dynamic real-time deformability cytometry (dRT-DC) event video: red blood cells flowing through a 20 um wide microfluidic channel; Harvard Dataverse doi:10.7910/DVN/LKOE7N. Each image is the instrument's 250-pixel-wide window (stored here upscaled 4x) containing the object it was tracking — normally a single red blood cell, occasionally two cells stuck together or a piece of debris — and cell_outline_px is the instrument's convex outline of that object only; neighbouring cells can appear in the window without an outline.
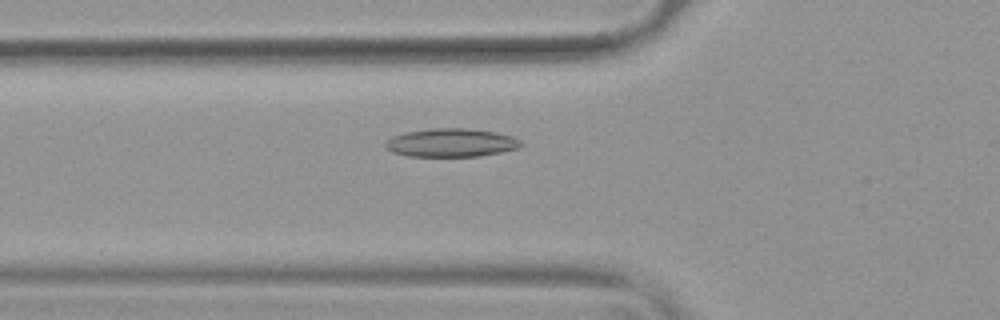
{"species": "common noctule bat (a hibernating species)", "species_latin": "Nyctalus noctula", "temperature_condition": "warm", "stored_images_in_passage": 54, "camera_frame_rate_fps": 3000, "um_per_image_px": 0.085, "animal": {"sex": "female", "body_mass_g": 19.9}, "frame": {"image": 1, "passage_image": 20, "time_ms": 6.333, "image_size_px": [1000, 320], "cell_outline_px": [[524, 144], [520, 148], [480, 156], [408, 156], [392, 152], [384, 144], [392, 136], [404, 132], [432, 128], [464, 128], [496, 132], [512, 136], [520, 140]], "centroid_in_image_um": [38.37, 12.12], "position_along_channel_um": 87.4, "area_um2": 22.43}}
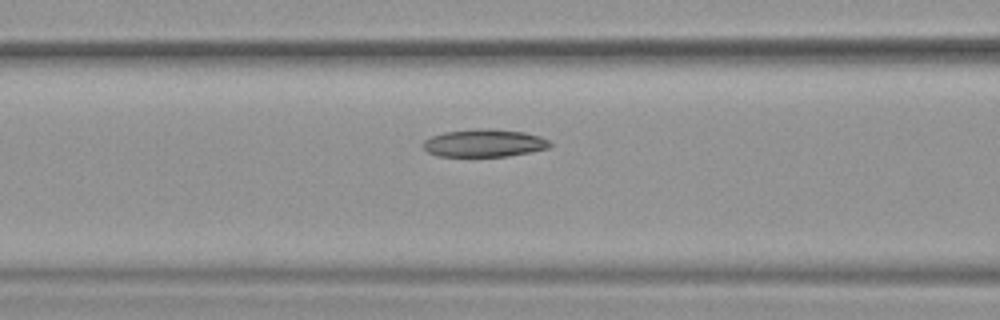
{"frame": {"image": 2, "passage_image": 23, "time_ms": 7.333, "image_size_px": [1000, 320], "cell_outline_px": [[552, 144], [548, 148], [508, 156], [436, 156], [428, 152], [420, 144], [424, 140], [432, 136], [444, 132], [476, 128], [492, 128], [524, 132], [540, 136], [548, 140]], "centroid_in_image_um": [41.13, 12.15], "position_along_channel_um": 125.5, "area_um2": 20.58}}
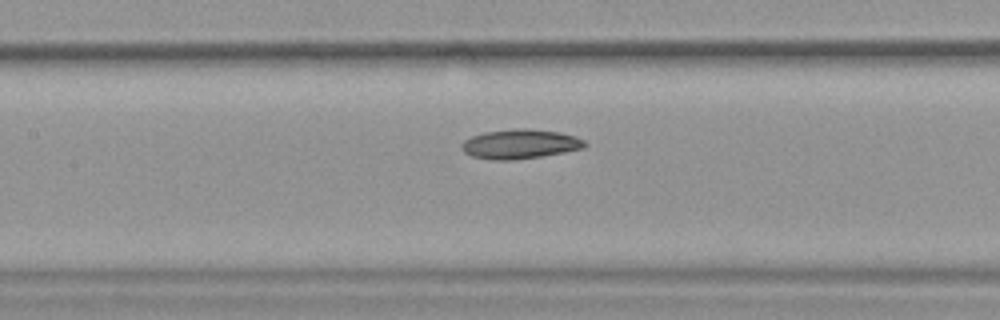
{"frame": {"image": 3, "passage_image": 26, "time_ms": 8.333, "image_size_px": [1000, 320], "cell_outline_px": [[588, 144], [584, 148], [564, 152], [540, 156], [512, 160], [492, 160], [472, 156], [464, 152], [460, 148], [460, 144], [464, 140], [472, 136], [484, 132], [512, 128], [528, 128], [560, 132], [576, 136], [584, 140]], "centroid_in_image_um": [44.19, 12.23], "position_along_channel_um": 163.2, "area_um2": 21.33}}